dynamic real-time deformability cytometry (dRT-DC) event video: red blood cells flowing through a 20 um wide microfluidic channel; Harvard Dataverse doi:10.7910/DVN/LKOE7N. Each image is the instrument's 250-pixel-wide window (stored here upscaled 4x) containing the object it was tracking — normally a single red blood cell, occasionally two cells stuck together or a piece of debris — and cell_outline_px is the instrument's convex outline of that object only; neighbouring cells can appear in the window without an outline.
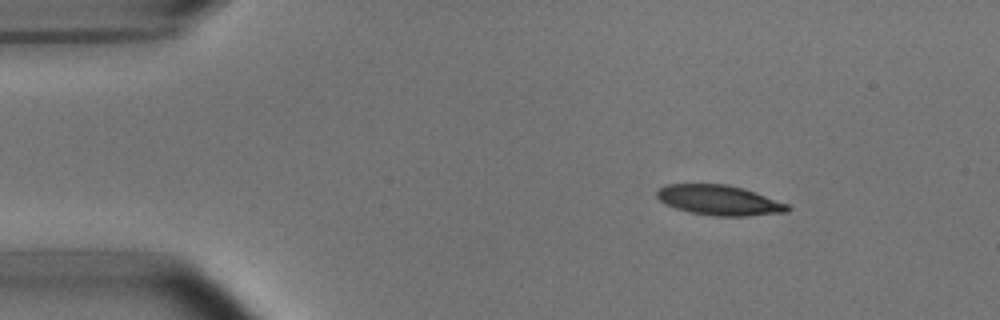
{"species": "common noctule bat (a hibernating species)", "species_latin": "Nyctalus noctula", "temperature_condition": "room temperature", "stored_images_in_passage": 46, "camera_frame_rate_fps": 3000, "um_per_image_px": 0.085, "animal": {"sex": "male", "body_mass_g": 15.6}, "frame": {"image": 1, "passage_image": 1, "time_ms": 0.0, "image_size_px": [1000, 320], "cell_outline_px": [[792, 208], [788, 212], [748, 216], [716, 216], [692, 212], [676, 208], [664, 204], [656, 196], [656, 192], [664, 184], [728, 184], [744, 188], [756, 192], [788, 204]], "centroid_in_image_um": [61.15, 17.01], "position_along_channel_um": 23.8, "area_um2": 23.0}}
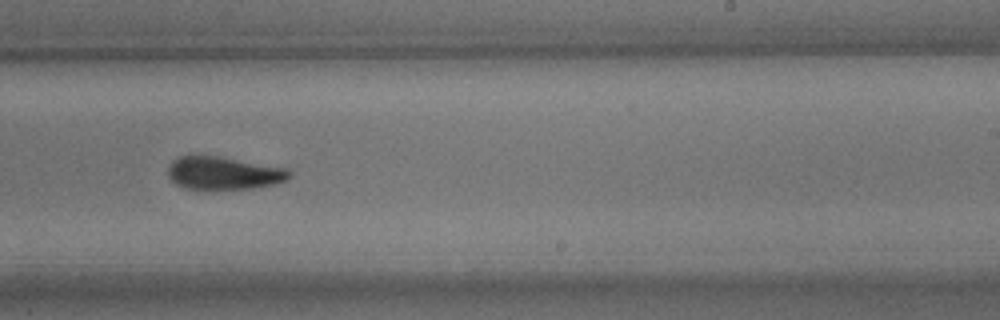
{"frame": {"image": 2, "passage_image": 26, "time_ms": 8.333, "image_size_px": [1000, 320], "cell_outline_px": [[292, 176], [288, 180], [276, 184], [252, 188], [188, 188], [176, 184], [168, 176], [168, 168], [172, 160], [176, 156], [220, 156], [288, 168], [292, 172]], "centroid_in_image_um": [19.06, 14.69], "position_along_channel_um": 269.9, "area_um2": 23.24}}
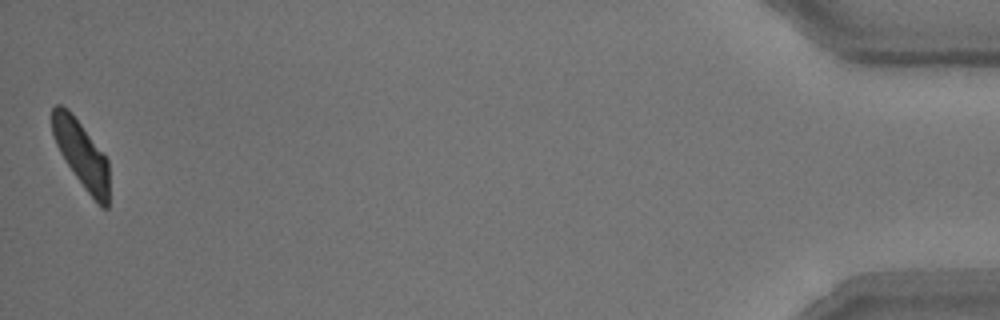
{"frame": {"image": 3, "passage_image": 46, "time_ms": 15.0, "image_size_px": [1000, 320], "cell_outline_px": [[108, 208], [100, 208], [84, 188], [64, 160], [56, 144], [52, 132], [52, 108], [56, 104], [60, 104], [68, 108], [108, 160]], "centroid_in_image_um": [6.91, 13.13], "position_along_channel_um": 428.3, "area_um2": 21.91}, "authors_computed_cell_mechanics": {"area_um2": 24.0737, "velocity_mm_per_s": 3.7577, "shape_relaxation_time_tau1_ms": 2.848, "shape_relaxation_time_tau2_ms": 2.6957, "deformation_change_tau1": 0.1318, "deformation_change_tau2": 0.0837}}